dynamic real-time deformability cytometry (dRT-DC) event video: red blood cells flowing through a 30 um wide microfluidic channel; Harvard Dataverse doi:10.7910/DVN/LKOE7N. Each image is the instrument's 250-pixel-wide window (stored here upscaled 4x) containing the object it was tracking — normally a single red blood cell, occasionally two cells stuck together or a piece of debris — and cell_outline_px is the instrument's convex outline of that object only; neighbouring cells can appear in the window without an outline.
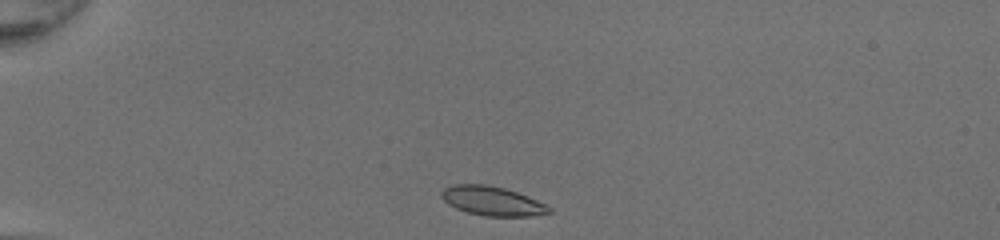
{"species": "common noctule bat (a hibernating species)", "species_latin": "Nyctalus noctula", "temperature_condition": "room temperature", "stored_images_in_passage": 35, "camera_frame_rate_fps": 3000, "um_per_image_px": 0.085, "animal": {"sex": "female", "body_mass_g": 20.0, "forearm_length_mm": 54.0}, "frame": {"image": 1, "passage_image": 1, "time_ms": 0.0, "image_size_px": [1000, 240], "cell_outline_px": [[552, 212], [532, 216], [484, 216], [468, 212], [456, 208], [448, 204], [440, 196], [440, 192], [444, 188], [452, 184], [488, 184], [504, 188], [516, 192], [536, 200], [552, 208]], "centroid_in_image_um": [41.8, 17.08], "position_along_channel_um": 43.2, "area_um2": 18.26}}
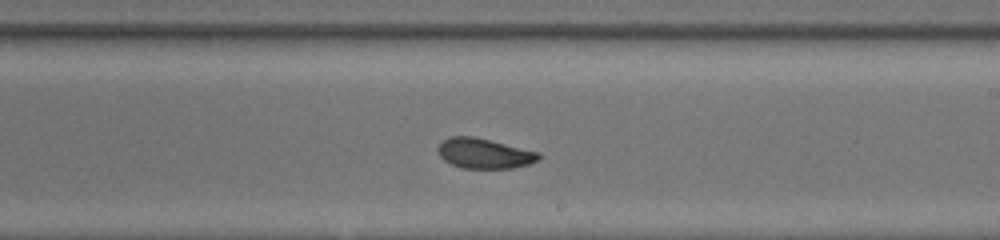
{"frame": {"image": 2, "passage_image": 19, "time_ms": 6.0, "image_size_px": [1000, 240], "cell_outline_px": [[540, 160], [528, 164], [512, 168], [464, 168], [452, 164], [444, 160], [440, 156], [436, 148], [448, 136], [472, 136], [540, 152]], "centroid_in_image_um": [41.16, 13.04], "position_along_channel_um": 247.8, "area_um2": 17.57}}
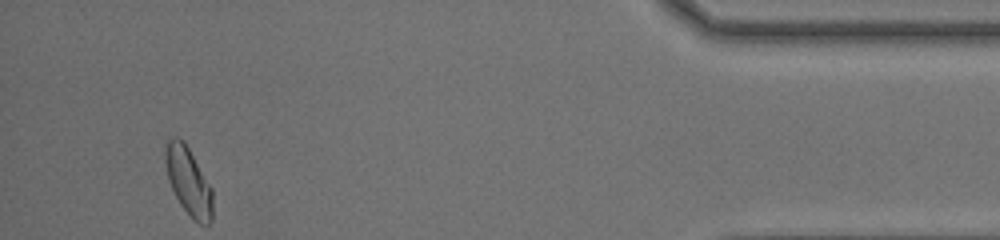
{"frame": {"image": 3, "passage_image": 35, "time_ms": 11.333, "image_size_px": [1000, 240], "cell_outline_px": [[212, 220], [208, 224], [200, 224], [192, 220], [180, 204], [168, 180], [164, 160], [164, 144], [172, 136], [176, 136], [184, 140], [212, 188]], "centroid_in_image_um": [15.99, 15.38], "position_along_channel_um": 419.2, "area_um2": 18.96}, "authors_computed_cell_mechanics": {"area_um2": 17.918, "velocity_mm_per_s": 4.2559, "shape_relaxation_time_tau1_ms": 2.5961, "shape_relaxation_time_tau2_ms": 1.3247, "deformation_change_tau1": 0.1154, "deformation_change_tau2": 0.0641}}